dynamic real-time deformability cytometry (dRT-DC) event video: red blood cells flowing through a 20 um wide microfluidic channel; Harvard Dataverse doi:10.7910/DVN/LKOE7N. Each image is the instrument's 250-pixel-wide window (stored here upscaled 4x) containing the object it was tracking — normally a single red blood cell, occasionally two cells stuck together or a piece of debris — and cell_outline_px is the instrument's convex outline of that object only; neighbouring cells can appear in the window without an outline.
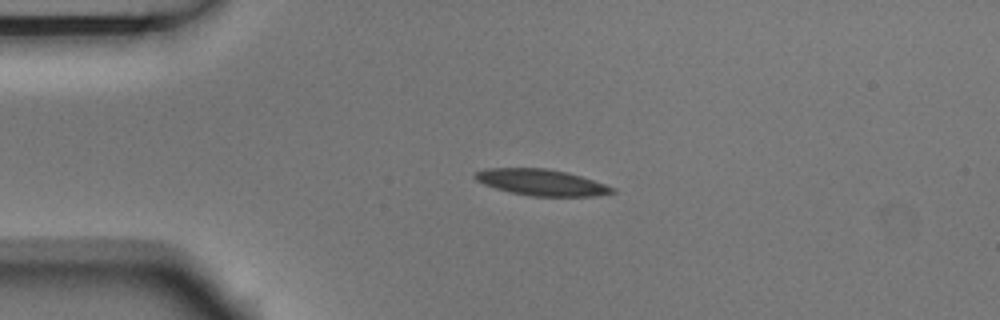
{"species": "Egyptian fruit bat (a non-hibernating species)", "species_latin": "Rousettus aegyptiacus", "temperature_condition": "room temperature", "stored_images_in_passage": 5, "camera_frame_rate_fps": 3000, "um_per_image_px": 0.085, "animal": {"sex": "male"}, "frame": {"image": 1, "passage_image": 3, "time_ms": 0.667, "image_size_px": [1000, 320], "cell_outline_px": [[616, 192], [596, 196], [532, 196], [512, 192], [496, 188], [484, 184], [476, 180], [472, 176], [476, 172], [488, 168], [544, 168], [568, 172], [616, 188]], "centroid_in_image_um": [46.03, 15.5], "position_along_channel_um": 39.0, "area_um2": 20.81}}
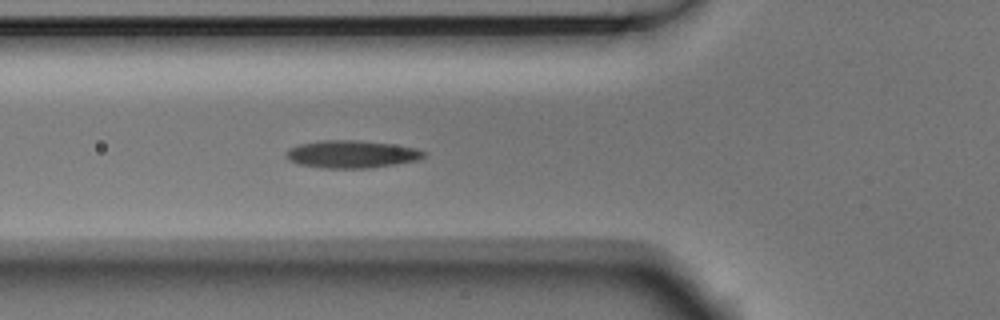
{"frame": {"image": 2, "passage_image": 5, "time_ms": 1.333, "image_size_px": [1000, 320], "cell_outline_px": [[428, 152], [420, 160], [396, 164], [368, 168], [320, 168], [296, 164], [288, 160], [284, 156], [288, 148], [300, 144], [324, 140], [360, 140], [392, 144], [416, 148]], "centroid_in_image_um": [29.87, 13.11], "position_along_channel_um": 95.9, "area_um2": 22.43}}